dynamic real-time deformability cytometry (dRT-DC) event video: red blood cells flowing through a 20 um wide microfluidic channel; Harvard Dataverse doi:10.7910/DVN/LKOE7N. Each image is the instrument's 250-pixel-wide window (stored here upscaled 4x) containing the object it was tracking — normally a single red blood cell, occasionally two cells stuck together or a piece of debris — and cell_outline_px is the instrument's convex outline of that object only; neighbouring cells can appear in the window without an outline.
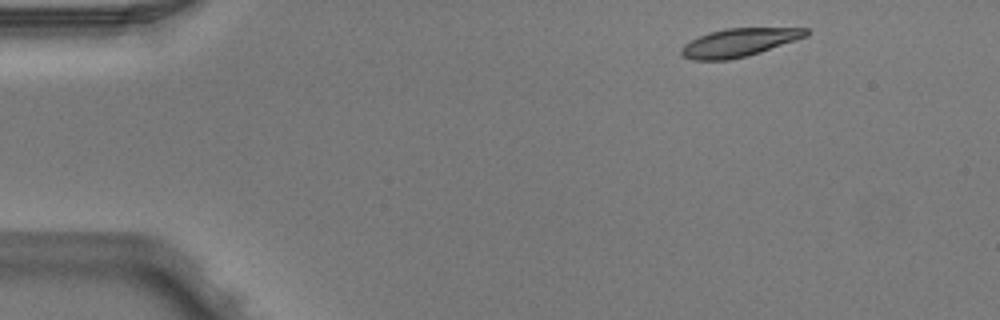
{"species": "Egyptian fruit bat (a non-hibernating species)", "species_latin": "Rousettus aegyptiacus", "temperature_condition": "warm", "stored_images_in_passage": 3, "camera_frame_rate_fps": 3000, "um_per_image_px": 0.085, "animal": {"sex": "male"}, "frame": {"image": 1, "passage_image": 1, "time_ms": 0.0, "image_size_px": [1000, 320], "cell_outline_px": [[808, 36], [760, 52], [728, 60], [692, 60], [684, 56], [680, 52], [680, 48], [684, 44], [708, 32], [724, 28], [808, 28]], "centroid_in_image_um": [62.8, 3.61], "position_along_channel_um": 22.2, "area_um2": 20.35}}
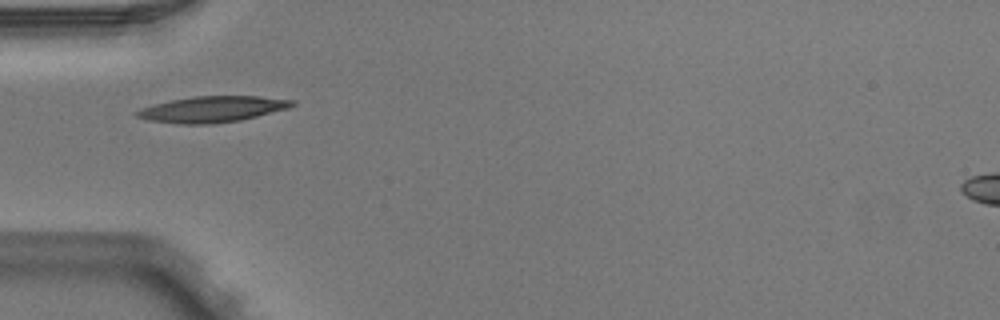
{"frame": {"image": 2, "passage_image": 3, "time_ms": 0.667, "image_size_px": [1000, 320], "cell_outline_px": [[296, 104], [288, 108], [240, 120], [212, 124], [180, 124], [148, 120], [136, 116], [136, 112], [140, 108], [172, 100], [192, 96], [256, 96], [296, 100]], "centroid_in_image_um": [18.06, 9.28], "position_along_channel_um": 66.9, "area_um2": 23.35}}